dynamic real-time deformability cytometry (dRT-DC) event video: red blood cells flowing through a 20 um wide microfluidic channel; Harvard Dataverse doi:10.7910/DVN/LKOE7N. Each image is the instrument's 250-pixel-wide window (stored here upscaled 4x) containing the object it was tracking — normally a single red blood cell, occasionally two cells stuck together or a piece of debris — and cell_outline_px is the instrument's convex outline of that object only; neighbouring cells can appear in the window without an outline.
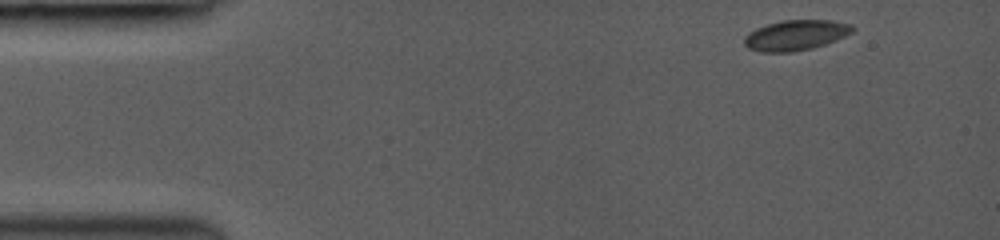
{"species": "common noctule bat (a hibernating species)", "species_latin": "Nyctalus noctula", "temperature_condition": "room temperature", "stored_images_in_passage": 36, "camera_frame_rate_fps": 3000, "um_per_image_px": 0.085, "animal": {"sex": "female", "body_mass_g": 19.0, "forearm_length_mm": 53.3}, "frame": {"image": 1, "passage_image": 1, "time_ms": 0.0, "image_size_px": [1000, 240], "cell_outline_px": [[856, 28], [852, 32], [836, 40], [812, 48], [792, 52], [760, 52], [748, 48], [744, 44], [744, 36], [748, 32], [756, 28], [768, 24], [784, 20], [828, 20], [852, 24]], "centroid_in_image_um": [67.62, 2.99], "position_along_channel_um": 17.4, "area_um2": 19.13}}
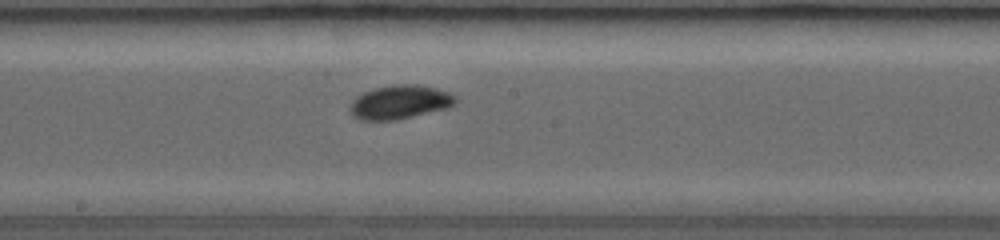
{"frame": {"image": 2, "passage_image": 20, "time_ms": 7.0, "image_size_px": [1000, 240], "cell_outline_px": [[460, 100], [456, 104], [448, 108], [396, 120], [360, 120], [352, 116], [352, 100], [356, 96], [364, 92], [376, 88], [392, 84], [420, 84], [436, 88], [448, 92], [456, 96]], "centroid_in_image_um": [34.05, 8.67], "position_along_channel_um": 214.2, "area_um2": 20.92}}
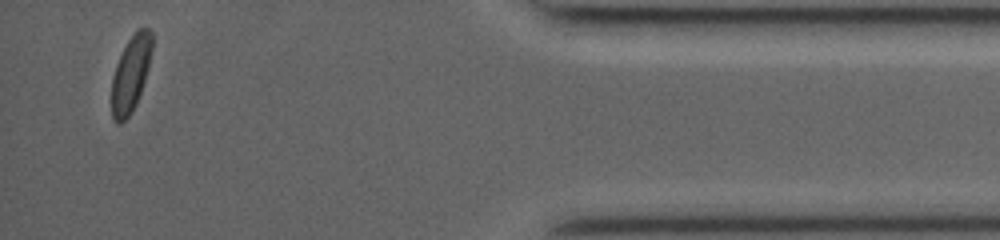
{"frame": {"image": 3, "passage_image": 36, "time_ms": 13.0, "image_size_px": [1000, 240], "cell_outline_px": [[152, 52], [148, 68], [136, 104], [128, 116], [120, 124], [116, 124], [112, 120], [112, 76], [116, 64], [128, 40], [136, 28], [148, 28], [152, 32]], "centroid_in_image_um": [11.11, 6.26], "position_along_channel_um": 424.1, "area_um2": 17.8}, "authors_computed_cell_mechanics": {"area_um2": 19.363, "velocity_mm_per_s": 4.2401, "shape_relaxation_time_tau1_ms": 2.4135, "shape_relaxation_time_tau2_ms": null, "deformation_change_tau1": 0.0802, "deformation_change_tau2": null}}